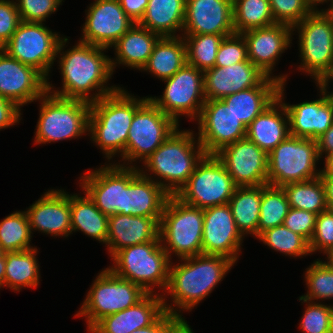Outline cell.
Here are the masks:
<instances>
[{
    "mask_svg": "<svg viewBox=\"0 0 333 333\" xmlns=\"http://www.w3.org/2000/svg\"><path fill=\"white\" fill-rule=\"evenodd\" d=\"M69 40V37L63 36L56 56L62 86L56 88L47 81V92L60 98L81 100L90 104L116 92L120 85L109 86V80L114 74L111 57L106 55V50L108 52L109 49L78 40L76 45L65 50Z\"/></svg>",
    "mask_w": 333,
    "mask_h": 333,
    "instance_id": "6da1fadb",
    "label": "cell"
},
{
    "mask_svg": "<svg viewBox=\"0 0 333 333\" xmlns=\"http://www.w3.org/2000/svg\"><path fill=\"white\" fill-rule=\"evenodd\" d=\"M177 260L180 262L176 264L171 261L168 285L162 299L165 311L185 319L183 312H191L210 296L236 263L224 256L205 254Z\"/></svg>",
    "mask_w": 333,
    "mask_h": 333,
    "instance_id": "7a4b0ae2",
    "label": "cell"
},
{
    "mask_svg": "<svg viewBox=\"0 0 333 333\" xmlns=\"http://www.w3.org/2000/svg\"><path fill=\"white\" fill-rule=\"evenodd\" d=\"M148 99L130 94L124 87L90 104V141L101 149L106 163H115L116 155L122 157L117 164L125 166V149L136 110ZM111 160V161H110ZM123 162V163H122Z\"/></svg>",
    "mask_w": 333,
    "mask_h": 333,
    "instance_id": "3957f363",
    "label": "cell"
},
{
    "mask_svg": "<svg viewBox=\"0 0 333 333\" xmlns=\"http://www.w3.org/2000/svg\"><path fill=\"white\" fill-rule=\"evenodd\" d=\"M179 127L142 162L143 165H137L142 175L159 184L169 195L179 192L206 155L196 133Z\"/></svg>",
    "mask_w": 333,
    "mask_h": 333,
    "instance_id": "277c9868",
    "label": "cell"
},
{
    "mask_svg": "<svg viewBox=\"0 0 333 333\" xmlns=\"http://www.w3.org/2000/svg\"><path fill=\"white\" fill-rule=\"evenodd\" d=\"M112 261L108 268L115 275L139 285L146 293L157 294L158 291L163 295L165 292L173 260L162 247L161 241L125 247L111 257Z\"/></svg>",
    "mask_w": 333,
    "mask_h": 333,
    "instance_id": "5b68a950",
    "label": "cell"
},
{
    "mask_svg": "<svg viewBox=\"0 0 333 333\" xmlns=\"http://www.w3.org/2000/svg\"><path fill=\"white\" fill-rule=\"evenodd\" d=\"M37 101L41 105L33 144L40 146L88 135L90 103L60 98L48 92Z\"/></svg>",
    "mask_w": 333,
    "mask_h": 333,
    "instance_id": "8992f818",
    "label": "cell"
},
{
    "mask_svg": "<svg viewBox=\"0 0 333 333\" xmlns=\"http://www.w3.org/2000/svg\"><path fill=\"white\" fill-rule=\"evenodd\" d=\"M203 222V209L169 196L159 223V237L171 260V255L181 259L202 254Z\"/></svg>",
    "mask_w": 333,
    "mask_h": 333,
    "instance_id": "52a82bcc",
    "label": "cell"
},
{
    "mask_svg": "<svg viewBox=\"0 0 333 333\" xmlns=\"http://www.w3.org/2000/svg\"><path fill=\"white\" fill-rule=\"evenodd\" d=\"M146 294L139 285L115 275L107 267L95 276L74 317H85L89 331L100 319L135 305Z\"/></svg>",
    "mask_w": 333,
    "mask_h": 333,
    "instance_id": "ba28073f",
    "label": "cell"
},
{
    "mask_svg": "<svg viewBox=\"0 0 333 333\" xmlns=\"http://www.w3.org/2000/svg\"><path fill=\"white\" fill-rule=\"evenodd\" d=\"M268 185L282 187L288 183L318 178L320 157L315 139L289 135L268 153Z\"/></svg>",
    "mask_w": 333,
    "mask_h": 333,
    "instance_id": "9c48e42d",
    "label": "cell"
},
{
    "mask_svg": "<svg viewBox=\"0 0 333 333\" xmlns=\"http://www.w3.org/2000/svg\"><path fill=\"white\" fill-rule=\"evenodd\" d=\"M298 34L300 65L297 70L308 74L316 83L333 60V26L323 11H313L292 27ZM295 31V32H294ZM312 76V77H311Z\"/></svg>",
    "mask_w": 333,
    "mask_h": 333,
    "instance_id": "30bf717a",
    "label": "cell"
},
{
    "mask_svg": "<svg viewBox=\"0 0 333 333\" xmlns=\"http://www.w3.org/2000/svg\"><path fill=\"white\" fill-rule=\"evenodd\" d=\"M58 33L45 26V23L21 21L2 49L12 58L35 68L49 81L63 38Z\"/></svg>",
    "mask_w": 333,
    "mask_h": 333,
    "instance_id": "8fae6325",
    "label": "cell"
},
{
    "mask_svg": "<svg viewBox=\"0 0 333 333\" xmlns=\"http://www.w3.org/2000/svg\"><path fill=\"white\" fill-rule=\"evenodd\" d=\"M179 125L148 98L136 110L130 125L125 166L136 167L137 162L146 160Z\"/></svg>",
    "mask_w": 333,
    "mask_h": 333,
    "instance_id": "7c38bea8",
    "label": "cell"
},
{
    "mask_svg": "<svg viewBox=\"0 0 333 333\" xmlns=\"http://www.w3.org/2000/svg\"><path fill=\"white\" fill-rule=\"evenodd\" d=\"M236 187L216 155L206 154L175 196L187 205L205 209L228 204Z\"/></svg>",
    "mask_w": 333,
    "mask_h": 333,
    "instance_id": "4fadbf2b",
    "label": "cell"
},
{
    "mask_svg": "<svg viewBox=\"0 0 333 333\" xmlns=\"http://www.w3.org/2000/svg\"><path fill=\"white\" fill-rule=\"evenodd\" d=\"M162 82L165 83L162 95L148 98L178 124L182 116L196 120L206 101L204 72L186 63L171 78Z\"/></svg>",
    "mask_w": 333,
    "mask_h": 333,
    "instance_id": "5bb4252c",
    "label": "cell"
},
{
    "mask_svg": "<svg viewBox=\"0 0 333 333\" xmlns=\"http://www.w3.org/2000/svg\"><path fill=\"white\" fill-rule=\"evenodd\" d=\"M196 136L207 155L246 138L247 127L222 100H206L199 117ZM198 133V134H197Z\"/></svg>",
    "mask_w": 333,
    "mask_h": 333,
    "instance_id": "9a60e30c",
    "label": "cell"
},
{
    "mask_svg": "<svg viewBox=\"0 0 333 333\" xmlns=\"http://www.w3.org/2000/svg\"><path fill=\"white\" fill-rule=\"evenodd\" d=\"M247 44V58L267 77L286 83L288 74L275 76V66L283 53L291 48L292 27L282 23L254 28L241 33ZM280 57V58H279Z\"/></svg>",
    "mask_w": 333,
    "mask_h": 333,
    "instance_id": "2e32d148",
    "label": "cell"
},
{
    "mask_svg": "<svg viewBox=\"0 0 333 333\" xmlns=\"http://www.w3.org/2000/svg\"><path fill=\"white\" fill-rule=\"evenodd\" d=\"M85 10L79 41L110 48L135 24L118 0H94Z\"/></svg>",
    "mask_w": 333,
    "mask_h": 333,
    "instance_id": "e0dca14e",
    "label": "cell"
},
{
    "mask_svg": "<svg viewBox=\"0 0 333 333\" xmlns=\"http://www.w3.org/2000/svg\"><path fill=\"white\" fill-rule=\"evenodd\" d=\"M79 177V187L108 217L121 214L126 200V166L107 163L87 170Z\"/></svg>",
    "mask_w": 333,
    "mask_h": 333,
    "instance_id": "ac0fdd59",
    "label": "cell"
},
{
    "mask_svg": "<svg viewBox=\"0 0 333 333\" xmlns=\"http://www.w3.org/2000/svg\"><path fill=\"white\" fill-rule=\"evenodd\" d=\"M202 254L220 255L237 263L244 242L229 204L203 209Z\"/></svg>",
    "mask_w": 333,
    "mask_h": 333,
    "instance_id": "d6986e66",
    "label": "cell"
},
{
    "mask_svg": "<svg viewBox=\"0 0 333 333\" xmlns=\"http://www.w3.org/2000/svg\"><path fill=\"white\" fill-rule=\"evenodd\" d=\"M215 155L237 187L268 184V154L247 138L224 147Z\"/></svg>",
    "mask_w": 333,
    "mask_h": 333,
    "instance_id": "ffe728a7",
    "label": "cell"
},
{
    "mask_svg": "<svg viewBox=\"0 0 333 333\" xmlns=\"http://www.w3.org/2000/svg\"><path fill=\"white\" fill-rule=\"evenodd\" d=\"M47 92V79L35 68L0 48V96L18 107L37 102Z\"/></svg>",
    "mask_w": 333,
    "mask_h": 333,
    "instance_id": "44dd1931",
    "label": "cell"
},
{
    "mask_svg": "<svg viewBox=\"0 0 333 333\" xmlns=\"http://www.w3.org/2000/svg\"><path fill=\"white\" fill-rule=\"evenodd\" d=\"M286 83H280L278 99L284 104L291 136L308 139H318L333 124V104L325 90L318 88L319 98L298 104L285 103Z\"/></svg>",
    "mask_w": 333,
    "mask_h": 333,
    "instance_id": "7402d4cb",
    "label": "cell"
},
{
    "mask_svg": "<svg viewBox=\"0 0 333 333\" xmlns=\"http://www.w3.org/2000/svg\"><path fill=\"white\" fill-rule=\"evenodd\" d=\"M30 230L52 237L71 235V194L64 189H48L26 208Z\"/></svg>",
    "mask_w": 333,
    "mask_h": 333,
    "instance_id": "603a6c76",
    "label": "cell"
},
{
    "mask_svg": "<svg viewBox=\"0 0 333 333\" xmlns=\"http://www.w3.org/2000/svg\"><path fill=\"white\" fill-rule=\"evenodd\" d=\"M234 33L233 0H186L182 34Z\"/></svg>",
    "mask_w": 333,
    "mask_h": 333,
    "instance_id": "cb8c5ba5",
    "label": "cell"
},
{
    "mask_svg": "<svg viewBox=\"0 0 333 333\" xmlns=\"http://www.w3.org/2000/svg\"><path fill=\"white\" fill-rule=\"evenodd\" d=\"M267 76L251 61H242L226 67L204 71L206 100H218L227 95L258 86Z\"/></svg>",
    "mask_w": 333,
    "mask_h": 333,
    "instance_id": "d4e9b609",
    "label": "cell"
},
{
    "mask_svg": "<svg viewBox=\"0 0 333 333\" xmlns=\"http://www.w3.org/2000/svg\"><path fill=\"white\" fill-rule=\"evenodd\" d=\"M169 194L138 167L126 166V200L122 215L161 218Z\"/></svg>",
    "mask_w": 333,
    "mask_h": 333,
    "instance_id": "484cf974",
    "label": "cell"
},
{
    "mask_svg": "<svg viewBox=\"0 0 333 333\" xmlns=\"http://www.w3.org/2000/svg\"><path fill=\"white\" fill-rule=\"evenodd\" d=\"M165 312L161 294L147 293L135 305L100 319L88 333H133Z\"/></svg>",
    "mask_w": 333,
    "mask_h": 333,
    "instance_id": "4316f807",
    "label": "cell"
},
{
    "mask_svg": "<svg viewBox=\"0 0 333 333\" xmlns=\"http://www.w3.org/2000/svg\"><path fill=\"white\" fill-rule=\"evenodd\" d=\"M161 218L114 214L108 219L107 252L110 258L119 250L151 241H161Z\"/></svg>",
    "mask_w": 333,
    "mask_h": 333,
    "instance_id": "83f0119b",
    "label": "cell"
},
{
    "mask_svg": "<svg viewBox=\"0 0 333 333\" xmlns=\"http://www.w3.org/2000/svg\"><path fill=\"white\" fill-rule=\"evenodd\" d=\"M161 36L135 23L112 47L115 58L111 59L113 73L124 65L141 71Z\"/></svg>",
    "mask_w": 333,
    "mask_h": 333,
    "instance_id": "f1b7e54d",
    "label": "cell"
},
{
    "mask_svg": "<svg viewBox=\"0 0 333 333\" xmlns=\"http://www.w3.org/2000/svg\"><path fill=\"white\" fill-rule=\"evenodd\" d=\"M289 135L287 110L278 98L247 126L246 131V138L267 154Z\"/></svg>",
    "mask_w": 333,
    "mask_h": 333,
    "instance_id": "f546056e",
    "label": "cell"
},
{
    "mask_svg": "<svg viewBox=\"0 0 333 333\" xmlns=\"http://www.w3.org/2000/svg\"><path fill=\"white\" fill-rule=\"evenodd\" d=\"M280 82L266 77L258 86L227 95L222 100L247 127L278 97Z\"/></svg>",
    "mask_w": 333,
    "mask_h": 333,
    "instance_id": "4dcf8cb0",
    "label": "cell"
},
{
    "mask_svg": "<svg viewBox=\"0 0 333 333\" xmlns=\"http://www.w3.org/2000/svg\"><path fill=\"white\" fill-rule=\"evenodd\" d=\"M185 7L186 0H149L144 15L137 24L161 37L182 36Z\"/></svg>",
    "mask_w": 333,
    "mask_h": 333,
    "instance_id": "1f68e13d",
    "label": "cell"
},
{
    "mask_svg": "<svg viewBox=\"0 0 333 333\" xmlns=\"http://www.w3.org/2000/svg\"><path fill=\"white\" fill-rule=\"evenodd\" d=\"M187 63L186 44L182 36L160 37L141 72L153 74L161 81L171 78Z\"/></svg>",
    "mask_w": 333,
    "mask_h": 333,
    "instance_id": "d6a6232c",
    "label": "cell"
},
{
    "mask_svg": "<svg viewBox=\"0 0 333 333\" xmlns=\"http://www.w3.org/2000/svg\"><path fill=\"white\" fill-rule=\"evenodd\" d=\"M82 192L84 196L71 194V234L81 231L106 247L109 217L96 207L85 191Z\"/></svg>",
    "mask_w": 333,
    "mask_h": 333,
    "instance_id": "836d02e7",
    "label": "cell"
},
{
    "mask_svg": "<svg viewBox=\"0 0 333 333\" xmlns=\"http://www.w3.org/2000/svg\"><path fill=\"white\" fill-rule=\"evenodd\" d=\"M38 249L25 251H12L5 253V278L4 287L13 292H20L23 288H37L40 285V266Z\"/></svg>",
    "mask_w": 333,
    "mask_h": 333,
    "instance_id": "e575fe53",
    "label": "cell"
},
{
    "mask_svg": "<svg viewBox=\"0 0 333 333\" xmlns=\"http://www.w3.org/2000/svg\"><path fill=\"white\" fill-rule=\"evenodd\" d=\"M261 200L262 185L236 187L229 200L237 228L244 237L248 234L255 239L258 237Z\"/></svg>",
    "mask_w": 333,
    "mask_h": 333,
    "instance_id": "d590c367",
    "label": "cell"
},
{
    "mask_svg": "<svg viewBox=\"0 0 333 333\" xmlns=\"http://www.w3.org/2000/svg\"><path fill=\"white\" fill-rule=\"evenodd\" d=\"M282 188L291 208L310 211L317 215L327 209L325 189L320 177L288 183Z\"/></svg>",
    "mask_w": 333,
    "mask_h": 333,
    "instance_id": "8d00e7d4",
    "label": "cell"
},
{
    "mask_svg": "<svg viewBox=\"0 0 333 333\" xmlns=\"http://www.w3.org/2000/svg\"><path fill=\"white\" fill-rule=\"evenodd\" d=\"M275 24L269 0H233L235 33Z\"/></svg>",
    "mask_w": 333,
    "mask_h": 333,
    "instance_id": "74e56055",
    "label": "cell"
},
{
    "mask_svg": "<svg viewBox=\"0 0 333 333\" xmlns=\"http://www.w3.org/2000/svg\"><path fill=\"white\" fill-rule=\"evenodd\" d=\"M32 233L26 211H14L0 222V246L5 252L25 251L31 245Z\"/></svg>",
    "mask_w": 333,
    "mask_h": 333,
    "instance_id": "f35d334b",
    "label": "cell"
},
{
    "mask_svg": "<svg viewBox=\"0 0 333 333\" xmlns=\"http://www.w3.org/2000/svg\"><path fill=\"white\" fill-rule=\"evenodd\" d=\"M215 34H182L186 44L187 64L201 71L213 68L224 37Z\"/></svg>",
    "mask_w": 333,
    "mask_h": 333,
    "instance_id": "ab89813d",
    "label": "cell"
},
{
    "mask_svg": "<svg viewBox=\"0 0 333 333\" xmlns=\"http://www.w3.org/2000/svg\"><path fill=\"white\" fill-rule=\"evenodd\" d=\"M289 209L290 205L282 187L262 185L258 236L267 229L282 225Z\"/></svg>",
    "mask_w": 333,
    "mask_h": 333,
    "instance_id": "60d3db41",
    "label": "cell"
},
{
    "mask_svg": "<svg viewBox=\"0 0 333 333\" xmlns=\"http://www.w3.org/2000/svg\"><path fill=\"white\" fill-rule=\"evenodd\" d=\"M256 239L277 253L290 258H303L311 254L309 243L284 224L263 231Z\"/></svg>",
    "mask_w": 333,
    "mask_h": 333,
    "instance_id": "b9f144b4",
    "label": "cell"
},
{
    "mask_svg": "<svg viewBox=\"0 0 333 333\" xmlns=\"http://www.w3.org/2000/svg\"><path fill=\"white\" fill-rule=\"evenodd\" d=\"M305 270L304 281L307 293L300 297L317 303L321 300V303L325 300H333V267L325 260L318 258Z\"/></svg>",
    "mask_w": 333,
    "mask_h": 333,
    "instance_id": "7bdbcfd3",
    "label": "cell"
},
{
    "mask_svg": "<svg viewBox=\"0 0 333 333\" xmlns=\"http://www.w3.org/2000/svg\"><path fill=\"white\" fill-rule=\"evenodd\" d=\"M305 304L299 327L302 333H333V313L331 305L298 299Z\"/></svg>",
    "mask_w": 333,
    "mask_h": 333,
    "instance_id": "ee69618b",
    "label": "cell"
},
{
    "mask_svg": "<svg viewBox=\"0 0 333 333\" xmlns=\"http://www.w3.org/2000/svg\"><path fill=\"white\" fill-rule=\"evenodd\" d=\"M269 2L275 23L291 27L313 12L305 0H269Z\"/></svg>",
    "mask_w": 333,
    "mask_h": 333,
    "instance_id": "f6af8a7d",
    "label": "cell"
},
{
    "mask_svg": "<svg viewBox=\"0 0 333 333\" xmlns=\"http://www.w3.org/2000/svg\"><path fill=\"white\" fill-rule=\"evenodd\" d=\"M64 0H16L21 21L44 23L55 14Z\"/></svg>",
    "mask_w": 333,
    "mask_h": 333,
    "instance_id": "bcb514c9",
    "label": "cell"
},
{
    "mask_svg": "<svg viewBox=\"0 0 333 333\" xmlns=\"http://www.w3.org/2000/svg\"><path fill=\"white\" fill-rule=\"evenodd\" d=\"M242 61H250L247 58V44L241 33H234L224 37L216 55V67H226Z\"/></svg>",
    "mask_w": 333,
    "mask_h": 333,
    "instance_id": "7dc6e473",
    "label": "cell"
},
{
    "mask_svg": "<svg viewBox=\"0 0 333 333\" xmlns=\"http://www.w3.org/2000/svg\"><path fill=\"white\" fill-rule=\"evenodd\" d=\"M333 248V212L325 210L316 216L315 231L309 242L311 256L317 251L324 255Z\"/></svg>",
    "mask_w": 333,
    "mask_h": 333,
    "instance_id": "c3c4849f",
    "label": "cell"
},
{
    "mask_svg": "<svg viewBox=\"0 0 333 333\" xmlns=\"http://www.w3.org/2000/svg\"><path fill=\"white\" fill-rule=\"evenodd\" d=\"M316 216L313 212L290 207L283 224L309 243L315 231Z\"/></svg>",
    "mask_w": 333,
    "mask_h": 333,
    "instance_id": "681fc988",
    "label": "cell"
},
{
    "mask_svg": "<svg viewBox=\"0 0 333 333\" xmlns=\"http://www.w3.org/2000/svg\"><path fill=\"white\" fill-rule=\"evenodd\" d=\"M20 22L16 2L0 0V48L10 40Z\"/></svg>",
    "mask_w": 333,
    "mask_h": 333,
    "instance_id": "f907efd6",
    "label": "cell"
},
{
    "mask_svg": "<svg viewBox=\"0 0 333 333\" xmlns=\"http://www.w3.org/2000/svg\"><path fill=\"white\" fill-rule=\"evenodd\" d=\"M14 102L0 96V131L20 123L22 112Z\"/></svg>",
    "mask_w": 333,
    "mask_h": 333,
    "instance_id": "816d5d0a",
    "label": "cell"
},
{
    "mask_svg": "<svg viewBox=\"0 0 333 333\" xmlns=\"http://www.w3.org/2000/svg\"><path fill=\"white\" fill-rule=\"evenodd\" d=\"M179 318L165 311L153 324L133 333H166Z\"/></svg>",
    "mask_w": 333,
    "mask_h": 333,
    "instance_id": "f5cc1de1",
    "label": "cell"
},
{
    "mask_svg": "<svg viewBox=\"0 0 333 333\" xmlns=\"http://www.w3.org/2000/svg\"><path fill=\"white\" fill-rule=\"evenodd\" d=\"M149 0H118L124 12L138 23L144 15Z\"/></svg>",
    "mask_w": 333,
    "mask_h": 333,
    "instance_id": "db71d44e",
    "label": "cell"
},
{
    "mask_svg": "<svg viewBox=\"0 0 333 333\" xmlns=\"http://www.w3.org/2000/svg\"><path fill=\"white\" fill-rule=\"evenodd\" d=\"M317 141L320 159L333 154V124L321 135ZM325 155V156H324Z\"/></svg>",
    "mask_w": 333,
    "mask_h": 333,
    "instance_id": "11a10c76",
    "label": "cell"
},
{
    "mask_svg": "<svg viewBox=\"0 0 333 333\" xmlns=\"http://www.w3.org/2000/svg\"><path fill=\"white\" fill-rule=\"evenodd\" d=\"M319 177L325 189L327 210L333 212V175H320Z\"/></svg>",
    "mask_w": 333,
    "mask_h": 333,
    "instance_id": "9f6ffc18",
    "label": "cell"
},
{
    "mask_svg": "<svg viewBox=\"0 0 333 333\" xmlns=\"http://www.w3.org/2000/svg\"><path fill=\"white\" fill-rule=\"evenodd\" d=\"M333 80V60L330 64L329 69L324 73V75L315 83L317 88L322 90H330V82Z\"/></svg>",
    "mask_w": 333,
    "mask_h": 333,
    "instance_id": "6f0895ef",
    "label": "cell"
},
{
    "mask_svg": "<svg viewBox=\"0 0 333 333\" xmlns=\"http://www.w3.org/2000/svg\"><path fill=\"white\" fill-rule=\"evenodd\" d=\"M191 326L185 319H179L166 333H187Z\"/></svg>",
    "mask_w": 333,
    "mask_h": 333,
    "instance_id": "680465c9",
    "label": "cell"
},
{
    "mask_svg": "<svg viewBox=\"0 0 333 333\" xmlns=\"http://www.w3.org/2000/svg\"><path fill=\"white\" fill-rule=\"evenodd\" d=\"M323 164L320 175H333V154L324 157Z\"/></svg>",
    "mask_w": 333,
    "mask_h": 333,
    "instance_id": "91938a15",
    "label": "cell"
},
{
    "mask_svg": "<svg viewBox=\"0 0 333 333\" xmlns=\"http://www.w3.org/2000/svg\"><path fill=\"white\" fill-rule=\"evenodd\" d=\"M305 2L307 3V5L310 7V9L312 11H320L319 8L317 6H319L320 4H327L329 3L328 6L333 4V0H305Z\"/></svg>",
    "mask_w": 333,
    "mask_h": 333,
    "instance_id": "94428289",
    "label": "cell"
},
{
    "mask_svg": "<svg viewBox=\"0 0 333 333\" xmlns=\"http://www.w3.org/2000/svg\"><path fill=\"white\" fill-rule=\"evenodd\" d=\"M5 255L0 259V289L4 288V278H5Z\"/></svg>",
    "mask_w": 333,
    "mask_h": 333,
    "instance_id": "6125c7cd",
    "label": "cell"
},
{
    "mask_svg": "<svg viewBox=\"0 0 333 333\" xmlns=\"http://www.w3.org/2000/svg\"><path fill=\"white\" fill-rule=\"evenodd\" d=\"M320 11H323L326 16L331 20L332 26H333V4L328 6V8H322Z\"/></svg>",
    "mask_w": 333,
    "mask_h": 333,
    "instance_id": "be15d7a7",
    "label": "cell"
},
{
    "mask_svg": "<svg viewBox=\"0 0 333 333\" xmlns=\"http://www.w3.org/2000/svg\"><path fill=\"white\" fill-rule=\"evenodd\" d=\"M325 256L326 262L333 267V248Z\"/></svg>",
    "mask_w": 333,
    "mask_h": 333,
    "instance_id": "e7e4bbea",
    "label": "cell"
},
{
    "mask_svg": "<svg viewBox=\"0 0 333 333\" xmlns=\"http://www.w3.org/2000/svg\"><path fill=\"white\" fill-rule=\"evenodd\" d=\"M325 92L327 93V96L328 98L331 100L332 104H333V91H328V90H325Z\"/></svg>",
    "mask_w": 333,
    "mask_h": 333,
    "instance_id": "03108f58",
    "label": "cell"
},
{
    "mask_svg": "<svg viewBox=\"0 0 333 333\" xmlns=\"http://www.w3.org/2000/svg\"><path fill=\"white\" fill-rule=\"evenodd\" d=\"M5 251L2 249V247L0 246V259L5 255Z\"/></svg>",
    "mask_w": 333,
    "mask_h": 333,
    "instance_id": "003e7915",
    "label": "cell"
},
{
    "mask_svg": "<svg viewBox=\"0 0 333 333\" xmlns=\"http://www.w3.org/2000/svg\"><path fill=\"white\" fill-rule=\"evenodd\" d=\"M187 333H195L193 329H190Z\"/></svg>",
    "mask_w": 333,
    "mask_h": 333,
    "instance_id": "a7ac6f4b",
    "label": "cell"
}]
</instances>
